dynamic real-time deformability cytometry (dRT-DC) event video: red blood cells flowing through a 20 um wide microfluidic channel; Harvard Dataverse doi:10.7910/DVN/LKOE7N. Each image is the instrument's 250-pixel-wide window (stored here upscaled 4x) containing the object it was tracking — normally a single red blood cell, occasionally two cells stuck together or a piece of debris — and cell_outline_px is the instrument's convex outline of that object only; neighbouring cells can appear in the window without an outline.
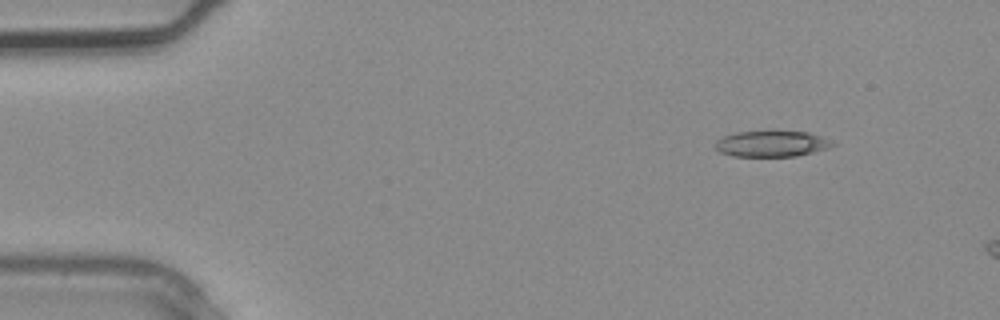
{"species": "common noctule bat (a hibernating species)", "species_latin": "Nyctalus noctula", "temperature_condition": "warm", "stored_images_in_passage": 3, "camera_frame_rate_fps": 3000, "um_per_image_px": 0.085, "animal": {"sex": "male", "body_mass_g": 20.4}, "frame": {"image": 1, "passage_image": 1, "time_ms": 0.0, "image_size_px": [1000, 320], "cell_outline_px": [[836, 144], [828, 148], [796, 156], [732, 156], [720, 152], [716, 148], [716, 140], [724, 136], [736, 132], [808, 132], [820, 136]], "centroid_in_image_um": [65.57, 12.23], "position_along_channel_um": 19.4, "area_um2": 17.34}}